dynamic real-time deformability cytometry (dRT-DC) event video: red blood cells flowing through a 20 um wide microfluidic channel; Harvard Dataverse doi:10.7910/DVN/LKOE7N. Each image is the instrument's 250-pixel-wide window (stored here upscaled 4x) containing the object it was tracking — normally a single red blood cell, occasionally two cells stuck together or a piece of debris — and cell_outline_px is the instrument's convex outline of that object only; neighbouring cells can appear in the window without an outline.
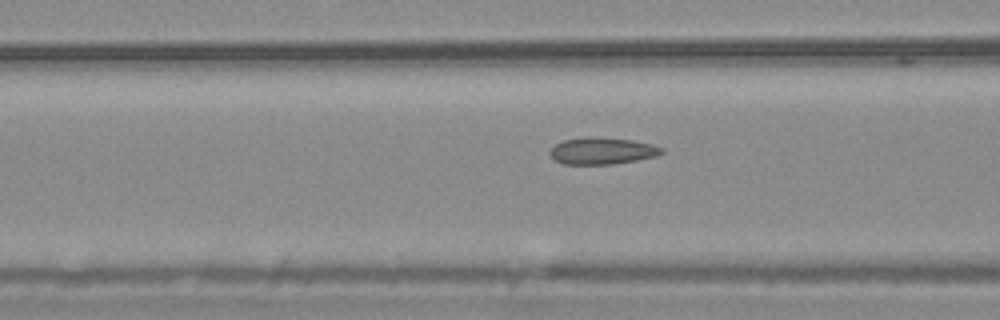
{"species": "common noctule bat (a hibernating species)", "species_latin": "Nyctalus noctula", "temperature_condition": "warm", "stored_images_in_passage": 34, "camera_frame_rate_fps": 3000, "um_per_image_px": 0.085, "animal": {"sex": "male", "body_mass_g": 20.4}, "frame": {"image": 1, "passage_image": 6, "time_ms": 1.667, "image_size_px": [1000, 320], "cell_outline_px": [[664, 152], [656, 156], [636, 160], [612, 164], [564, 164], [556, 160], [548, 152], [556, 144], [564, 140], [584, 136], [632, 140], [652, 144], [664, 148]], "centroid_in_image_um": [51.19, 12.82], "position_along_channel_um": 115.4, "area_um2": 17.34}}
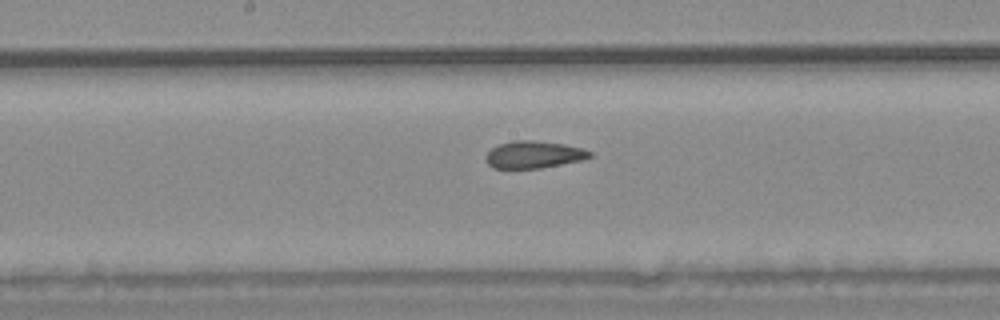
{"frame": {"image": 2, "passage_image": 13, "time_ms": 4.0, "image_size_px": [1000, 320], "cell_outline_px": [[592, 156], [580, 160], [540, 168], [492, 168], [488, 164], [484, 156], [492, 148], [500, 144], [512, 140], [532, 140], [564, 144], [580, 148], [592, 152]], "centroid_in_image_um": [45.32, 13.14], "position_along_channel_um": 202.9, "area_um2": 16.3}}
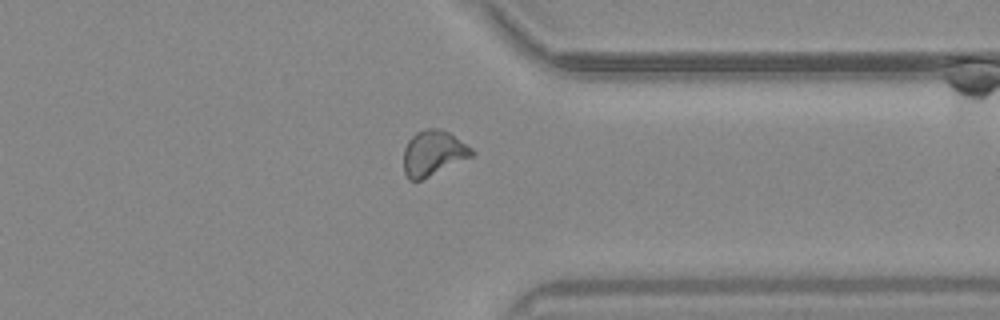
{"frame": {"image": 3, "passage_image": 27, "time_ms": 8.667, "image_size_px": [1000, 320], "cell_outline_px": [[476, 152], [472, 156], [420, 180], [408, 180], [404, 172], [404, 148], [408, 140], [416, 132], [428, 128], [440, 128], [448, 132], [472, 148]], "centroid_in_image_um": [36.8, 13.0], "position_along_channel_um": 374.6, "area_um2": 17.74}, "authors_computed_cell_mechanics": {"area_um2": 17.0799, "velocity_mm_per_s": 3.7435, "shape_relaxation_time_tau1_ms": null, "shape_relaxation_time_tau2_ms": 2.8094, "deformation_change_tau1": null, "deformation_change_tau2": 0.0536}}